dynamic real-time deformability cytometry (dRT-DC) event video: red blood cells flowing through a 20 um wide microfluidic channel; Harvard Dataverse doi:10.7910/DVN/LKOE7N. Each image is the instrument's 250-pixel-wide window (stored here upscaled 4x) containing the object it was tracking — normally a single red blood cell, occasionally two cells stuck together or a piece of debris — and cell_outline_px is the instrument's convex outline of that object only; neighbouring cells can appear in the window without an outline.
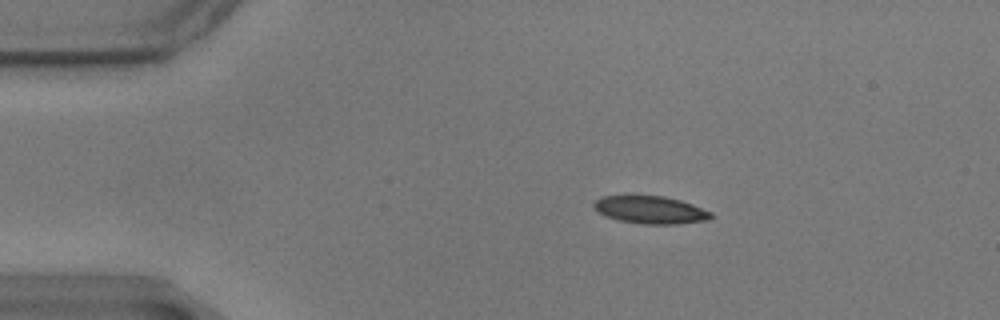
{"species": "common noctule bat (a hibernating species)", "species_latin": "Nyctalus noctula", "temperature_condition": "warm", "stored_images_in_passage": 49, "camera_frame_rate_fps": 3000, "um_per_image_px": 0.085, "animal": {"sex": "male", "body_mass_g": 17.9}, "frame": {"image": 1, "passage_image": 2, "time_ms": 0.333, "image_size_px": [1000, 320], "cell_outline_px": [[712, 216], [708, 220], [676, 224], [640, 224], [620, 220], [604, 216], [592, 204], [600, 196], [664, 196], [680, 200], [692, 204], [712, 212]], "centroid_in_image_um": [55.3, 17.84], "position_along_channel_um": 29.7, "area_um2": 18.73}}
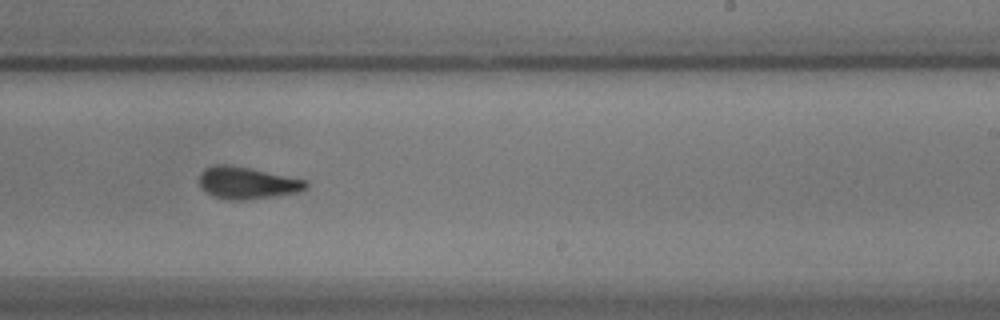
{"frame": {"image": 2, "passage_image": 27, "time_ms": 8.667, "image_size_px": [1000, 320], "cell_outline_px": [[308, 184], [304, 188], [296, 192], [272, 196], [244, 200], [228, 200], [216, 196], [200, 188], [200, 172], [204, 168], [212, 164], [228, 164], [252, 168], [308, 180]], "centroid_in_image_um": [20.97, 15.52], "position_along_channel_um": 268.0, "area_um2": 19.88}}
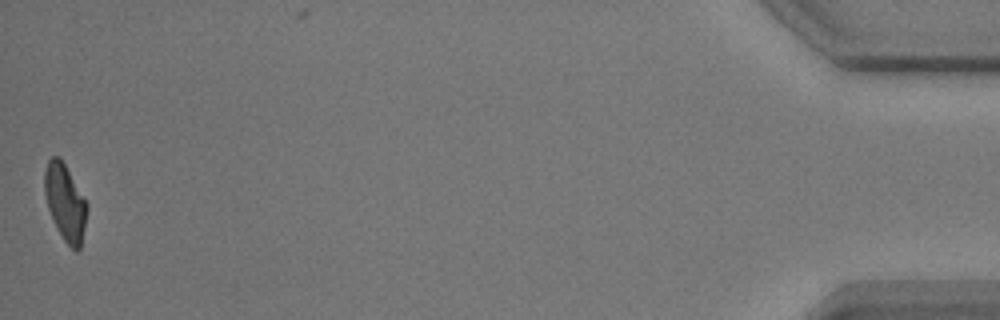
{"frame": {"image": 3, "passage_image": 49, "time_ms": 16.0, "image_size_px": [1000, 320], "cell_outline_px": [[88, 208], [80, 248], [76, 252], [64, 240], [48, 208], [44, 192], [44, 172], [48, 160], [52, 156], [60, 156], [88, 204]], "centroid_in_image_um": [5.54, 17.16], "position_along_channel_um": 429.7, "area_um2": 18.61}, "authors_computed_cell_mechanics": {"area_um2": 19.5942, "velocity_mm_per_s": 3.4857, "shape_relaxation_time_tau1_ms": 3.7989, "shape_relaxation_time_tau2_ms": 1.5581, "deformation_change_tau1": 0.164, "deformation_change_tau2": 0.0923}}